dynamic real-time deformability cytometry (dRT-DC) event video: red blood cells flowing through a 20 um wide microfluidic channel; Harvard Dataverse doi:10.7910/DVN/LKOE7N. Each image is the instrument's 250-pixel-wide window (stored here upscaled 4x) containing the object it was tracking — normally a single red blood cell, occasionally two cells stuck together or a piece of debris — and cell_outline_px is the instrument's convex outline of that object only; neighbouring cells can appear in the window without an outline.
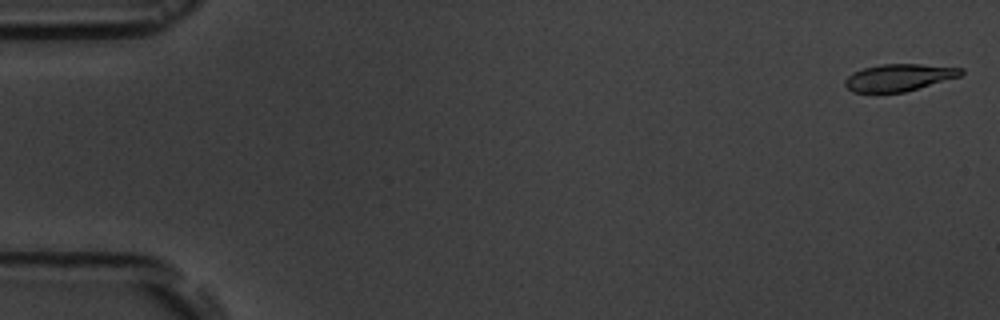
{"species": "common noctule bat (a hibernating species)", "species_latin": "Nyctalus noctula", "temperature_condition": "room temperature", "stored_images_in_passage": 17, "camera_frame_rate_fps": 3000, "um_per_image_px": 0.085, "animal": {"sex": "male", "body_mass_g": 19.5, "forearm_length_mm": 54.6}, "frame": {"image": 1, "passage_image": 1, "time_ms": 0.0, "image_size_px": [1000, 320], "cell_outline_px": [[964, 72], [960, 76], [904, 92], [852, 92], [844, 84], [844, 80], [852, 72], [864, 68], [880, 64], [920, 64], [964, 68]], "centroid_in_image_um": [76.4, 6.58], "position_along_channel_um": 8.6, "area_um2": 18.21}}
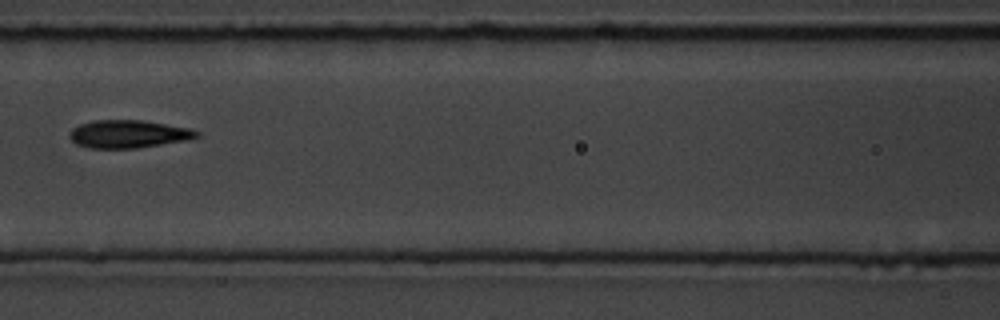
{"frame": {"image": 2, "passage_image": 8, "time_ms": 8.0, "image_size_px": [1000, 320], "cell_outline_px": [[200, 136], [188, 140], [136, 148], [88, 148], [76, 144], [68, 136], [72, 128], [80, 124], [92, 120], [140, 120], [192, 128], [200, 132]], "centroid_in_image_um": [10.92, 11.39], "position_along_channel_um": 155.7, "area_um2": 20.75}}
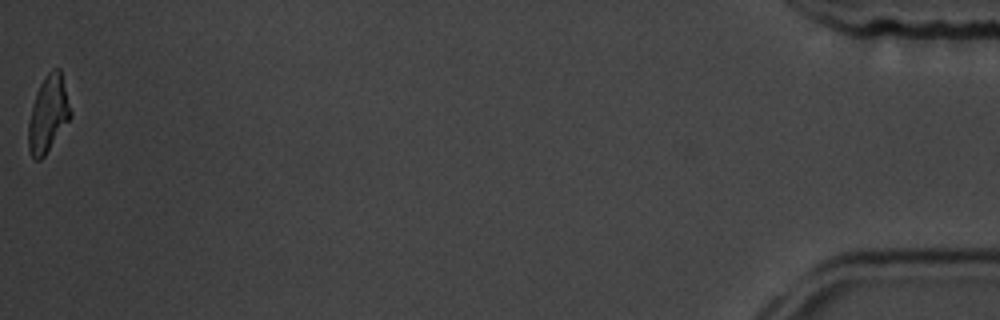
{"frame": {"image": 3, "passage_image": 17, "time_ms": 18.333, "image_size_px": [1000, 320], "cell_outline_px": [[72, 116], [44, 156], [40, 160], [36, 160], [32, 156], [28, 148], [28, 124], [36, 92], [44, 76], [52, 68], [60, 68], [72, 112]], "centroid_in_image_um": [4.1, 9.67], "position_along_channel_um": 431.1, "area_um2": 18.67}, "authors_computed_cell_mechanics": {"area_um2": 19.652, "velocity_mm_per_s": 3.626, "shape_relaxation_time_tau1_ms": null, "shape_relaxation_time_tau2_ms": 1.9816, "deformation_change_tau1": null, "deformation_change_tau2": 0.0731}}